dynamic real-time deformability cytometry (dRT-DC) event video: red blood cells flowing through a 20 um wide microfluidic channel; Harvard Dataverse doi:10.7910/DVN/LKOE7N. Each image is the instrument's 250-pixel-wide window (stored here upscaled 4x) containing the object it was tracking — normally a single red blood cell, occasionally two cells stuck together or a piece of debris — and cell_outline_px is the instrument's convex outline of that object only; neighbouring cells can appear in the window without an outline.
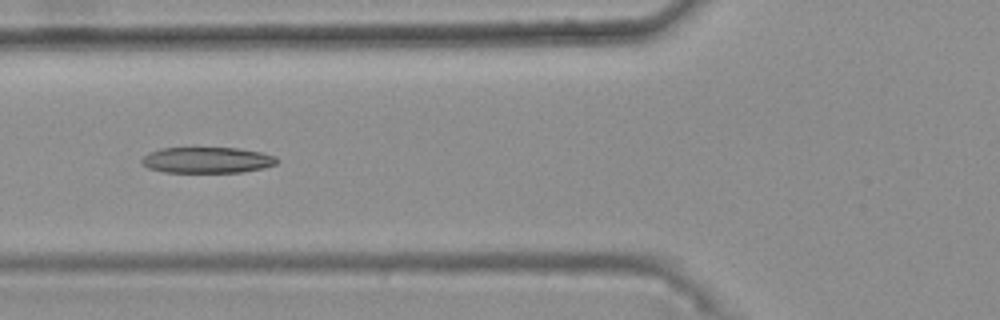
{"species": "common noctule bat (a hibernating species)", "species_latin": "Nyctalus noctula", "temperature_condition": "warm", "stored_images_in_passage": 13, "camera_frame_rate_fps": 3000, "um_per_image_px": 0.085, "animal": {"sex": "female", "body_mass_g": 25.1}, "frame": {"image": 1, "passage_image": 6, "time_ms": 1.667, "image_size_px": [1000, 320], "cell_outline_px": [[280, 160], [276, 164], [264, 168], [240, 172], [164, 172], [148, 168], [140, 160], [148, 152], [160, 148], [236, 148], [260, 152], [276, 156]], "centroid_in_image_um": [17.61, 13.6], "position_along_channel_um": 108.2, "area_um2": 20.46}}